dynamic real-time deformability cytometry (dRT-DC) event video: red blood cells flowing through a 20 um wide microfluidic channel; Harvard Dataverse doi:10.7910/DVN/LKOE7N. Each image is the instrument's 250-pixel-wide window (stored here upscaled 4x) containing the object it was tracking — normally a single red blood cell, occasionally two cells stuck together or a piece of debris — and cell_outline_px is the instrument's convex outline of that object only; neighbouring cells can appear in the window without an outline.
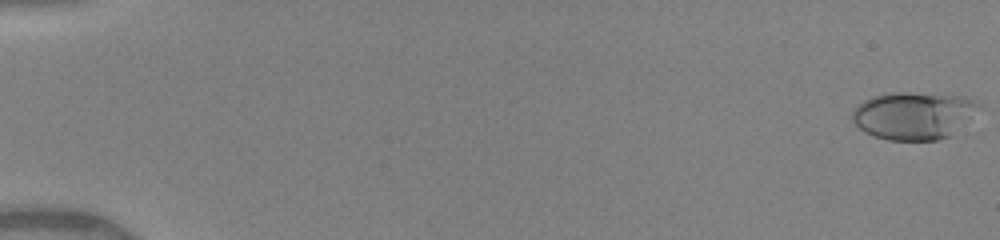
{"species": "human", "species_latin": "Homo sapiens", "temperature_condition": "warm", "stored_images_in_passage": 50, "camera_frame_rate_fps": 3000, "um_per_image_px": 0.085, "donor": {"sex": "female"}, "frame": {"image": 1, "passage_image": 1, "time_ms": 0.0, "image_size_px": [1000, 240], "cell_outline_px": [[980, 104], [952, 136], [940, 140], [888, 140], [872, 136], [864, 132], [852, 120], [852, 112], [856, 104], [872, 96], [892, 92], [908, 92], [964, 96]], "centroid_in_image_um": [77.58, 9.82], "position_along_channel_um": 7.4, "area_um2": 34.97}}
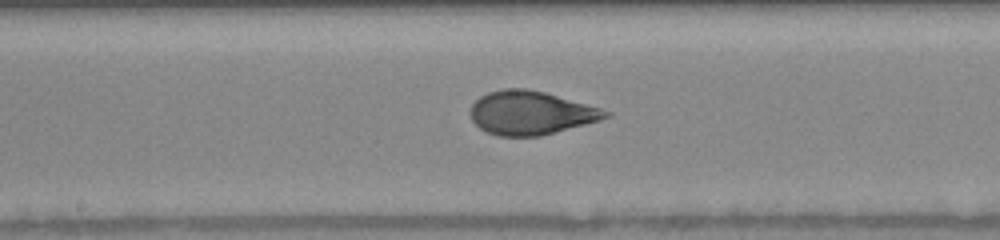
{"frame": {"image": 2, "passage_image": 28, "time_ms": 9.0, "image_size_px": [1000, 240], "cell_outline_px": [[612, 116], [600, 120], [540, 136], [496, 136], [480, 128], [472, 120], [472, 104], [480, 96], [488, 92], [500, 88], [528, 88], [544, 92], [600, 108], [612, 112]], "centroid_in_image_um": [45.12, 9.59], "position_along_channel_um": 203.1, "area_um2": 34.16}}
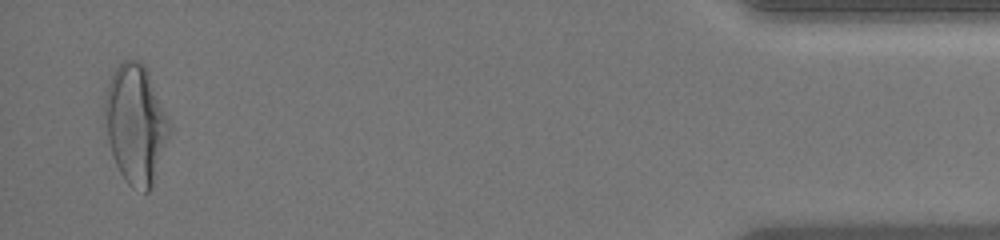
{"frame": {"image": 3, "passage_image": 49, "time_ms": 16.0, "image_size_px": [1000, 240], "cell_outline_px": [[168, 136], [152, 188], [148, 192], [144, 192], [132, 188], [124, 180], [116, 164], [108, 140], [104, 116], [104, 96], [108, 84], [116, 68], [124, 60], [140, 60], [144, 64], [148, 72], [168, 120]], "centroid_in_image_um": [11.5, 10.57], "position_along_channel_um": 423.7, "area_um2": 44.04}, "authors_computed_cell_mechanics": {"area_um2": 34.7667, "velocity_mm_per_s": 4.1387, "shape_relaxation_time_tau1_ms": 4.8111, "shape_relaxation_time_tau2_ms": 0.7671, "deformation_change_tau1": 0.212, "deformation_change_tau2": 0.0681}}